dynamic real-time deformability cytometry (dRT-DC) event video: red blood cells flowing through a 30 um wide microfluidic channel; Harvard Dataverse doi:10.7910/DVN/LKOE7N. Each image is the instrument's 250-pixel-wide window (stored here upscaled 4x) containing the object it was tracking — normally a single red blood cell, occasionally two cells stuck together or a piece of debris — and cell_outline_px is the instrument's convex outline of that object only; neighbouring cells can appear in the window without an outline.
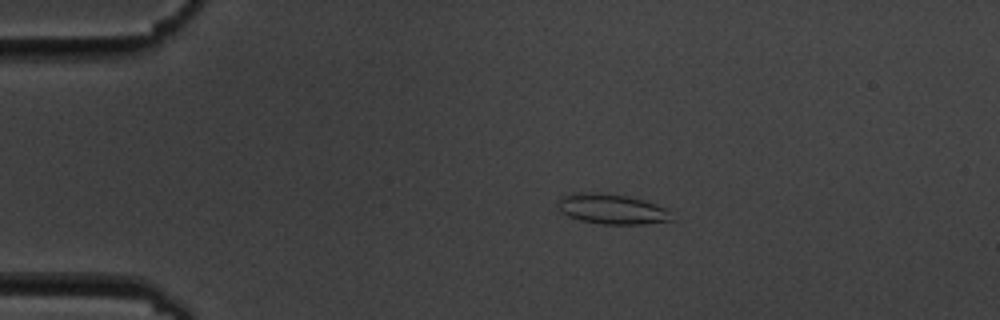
{"species": "common noctule bat (a hibernating species)", "species_latin": "Nyctalus noctula", "temperature_condition": "cold", "stored_images_in_passage": 5, "camera_frame_rate_fps": 3000, "um_per_image_px": 0.085, "animal": {"sex": "male", "body_mass_g": 19.5, "forearm_length_mm": 54.6}, "frame": {"image": 1, "passage_image": 1, "time_ms": 0.0, "image_size_px": [1000, 320], "cell_outline_px": [[672, 220], [644, 224], [600, 224], [580, 220], [568, 216], [560, 212], [560, 200], [564, 196], [572, 192], [600, 192], [628, 196], [644, 200], [656, 204], [664, 208], [668, 212]], "centroid_in_image_um": [51.98, 17.76], "position_along_channel_um": 33.0, "area_um2": 19.83}}
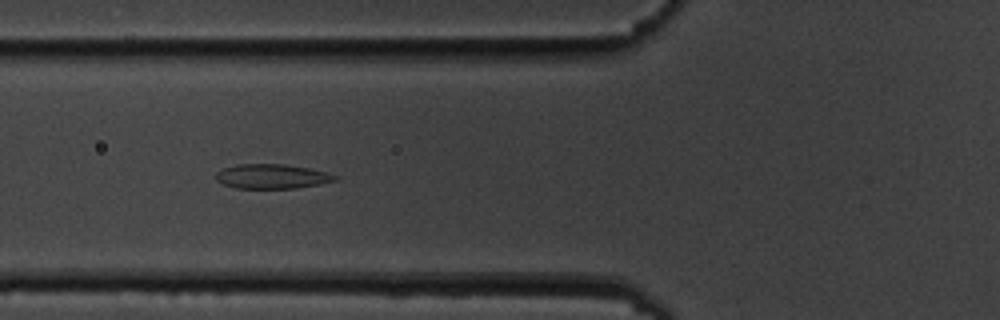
{"frame": {"image": 2, "passage_image": 4, "time_ms": 3.333, "image_size_px": [1000, 320], "cell_outline_px": [[340, 176], [336, 180], [320, 184], [296, 188], [236, 188], [224, 184], [216, 180], [216, 172], [224, 168], [236, 164], [284, 164], [308, 168], [328, 172]], "centroid_in_image_um": [23.14, 14.99], "position_along_channel_um": 102.7, "area_um2": 17.05}}
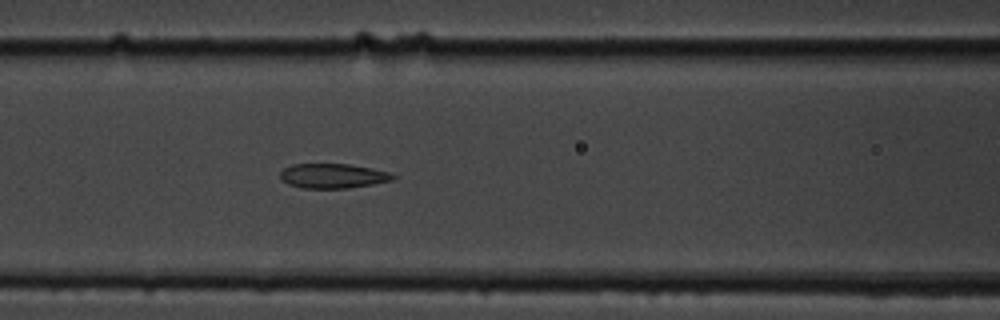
{"frame": {"image": 3, "passage_image": 5, "time_ms": 4.333, "image_size_px": [1000, 320], "cell_outline_px": [[396, 176], [392, 180], [372, 184], [348, 188], [300, 188], [288, 184], [280, 176], [280, 172], [284, 168], [292, 164], [348, 164], [388, 172]], "centroid_in_image_um": [28.25, 14.95], "position_along_channel_um": 138.3, "area_um2": 15.95}}